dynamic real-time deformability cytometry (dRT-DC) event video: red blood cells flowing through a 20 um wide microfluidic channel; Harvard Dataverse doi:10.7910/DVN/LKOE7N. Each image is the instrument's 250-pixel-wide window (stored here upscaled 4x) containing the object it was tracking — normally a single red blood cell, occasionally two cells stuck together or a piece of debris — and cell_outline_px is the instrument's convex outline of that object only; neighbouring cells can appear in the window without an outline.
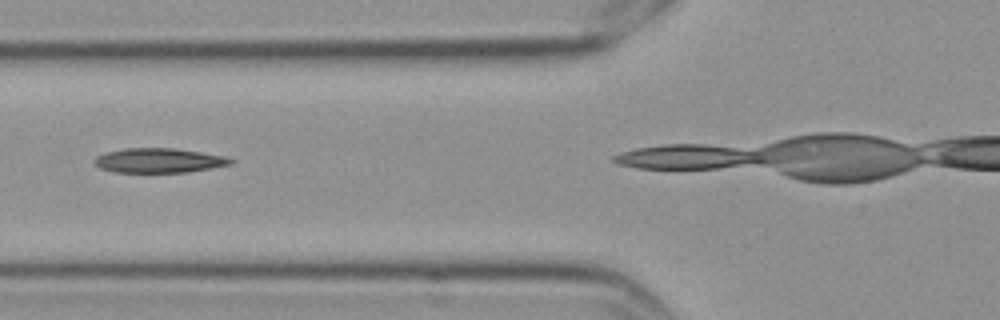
{"species": "Egyptian fruit bat (a non-hibernating species)", "species_latin": "Rousettus aegyptiacus", "temperature_condition": "cold", "stored_images_in_passage": 6, "camera_frame_rate_fps": 3000, "um_per_image_px": 0.085, "frame": {"image": 1, "passage_image": 3, "time_ms": 0.667, "image_size_px": [1000, 320], "cell_outline_px": [[236, 160], [232, 164], [184, 172], [116, 172], [100, 168], [92, 160], [96, 156], [104, 152], [124, 148], [176, 148], [224, 156]], "centroid_in_image_um": [13.47, 13.63], "position_along_channel_um": 112.3, "area_um2": 19.42}}